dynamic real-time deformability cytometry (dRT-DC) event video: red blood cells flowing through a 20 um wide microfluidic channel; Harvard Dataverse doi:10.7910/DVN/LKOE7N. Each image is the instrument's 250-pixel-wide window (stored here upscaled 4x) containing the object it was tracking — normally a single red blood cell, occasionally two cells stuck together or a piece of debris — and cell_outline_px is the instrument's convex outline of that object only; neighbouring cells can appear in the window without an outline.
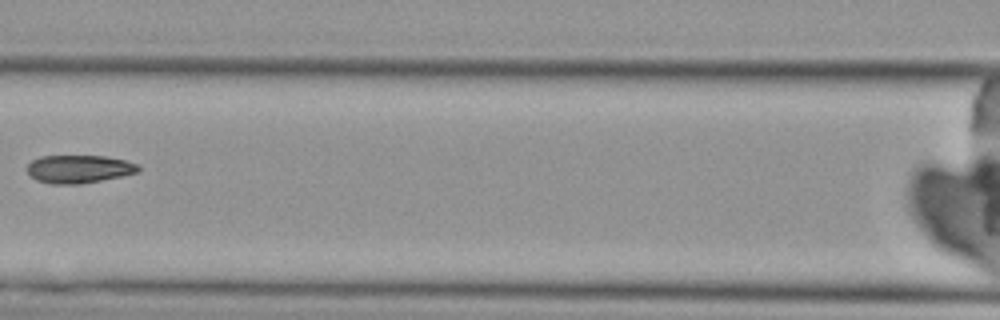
{"species": "Egyptian fruit bat (a non-hibernating species)", "species_latin": "Rousettus aegyptiacus", "temperature_condition": "cold", "stored_images_in_passage": 3, "camera_frame_rate_fps": 3000, "um_per_image_px": 0.085, "animal": {"sex": "female"}, "frame": {"image": 1, "passage_image": 3, "time_ms": 2.333, "image_size_px": [1000, 320], "cell_outline_px": [[140, 168], [136, 172], [120, 176], [80, 184], [52, 184], [36, 180], [28, 172], [28, 164], [32, 160], [40, 156], [104, 156], [124, 160], [136, 164]], "centroid_in_image_um": [6.67, 14.36], "position_along_channel_um": 159.9, "area_um2": 17.86}}